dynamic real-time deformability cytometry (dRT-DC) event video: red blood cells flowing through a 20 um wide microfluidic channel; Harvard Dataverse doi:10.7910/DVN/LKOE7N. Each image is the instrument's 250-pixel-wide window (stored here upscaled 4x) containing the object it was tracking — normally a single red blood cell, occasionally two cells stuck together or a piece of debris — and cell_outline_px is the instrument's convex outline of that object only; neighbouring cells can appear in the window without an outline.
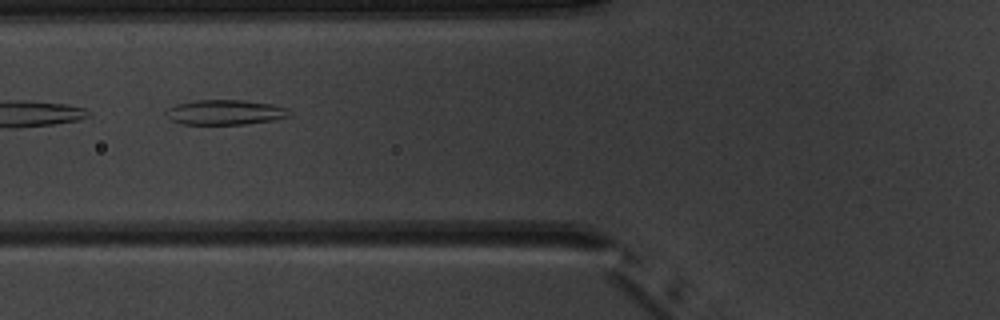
{"species": "common noctule bat (a hibernating species)", "species_latin": "Nyctalus noctula", "temperature_condition": "warm", "stored_images_in_passage": 6, "camera_frame_rate_fps": 3000, "um_per_image_px": 0.085, "animal": {"sex": "male", "body_mass_g": 20.1, "forearm_length_mm": 53.5}, "frame": {"image": 1, "passage_image": 4, "time_ms": 4.333, "image_size_px": [1000, 320], "cell_outline_px": [[292, 116], [272, 120], [244, 124], [180, 124], [164, 116], [164, 112], [168, 108], [176, 104], [196, 100], [244, 100], [272, 104], [288, 108]], "centroid_in_image_um": [19.12, 9.54], "position_along_channel_um": 106.7, "area_um2": 18.09}}